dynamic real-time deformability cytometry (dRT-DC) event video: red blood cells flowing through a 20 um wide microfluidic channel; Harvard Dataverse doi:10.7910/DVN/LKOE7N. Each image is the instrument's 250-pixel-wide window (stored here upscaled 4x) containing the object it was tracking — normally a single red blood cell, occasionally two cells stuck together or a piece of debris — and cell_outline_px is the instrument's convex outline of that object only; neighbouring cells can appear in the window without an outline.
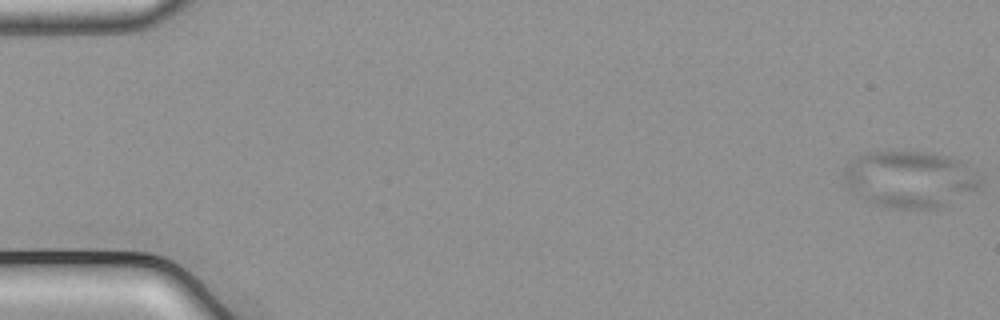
{"species": "common noctule bat (a hibernating species)", "species_latin": "Nyctalus noctula", "temperature_condition": "cold", "stored_images_in_passage": 55, "camera_frame_rate_fps": 3000, "um_per_image_px": 0.085, "animal": {"sex": "male", "body_mass_g": 21.5, "forearm_length_mm": 52.0}, "frame": {"image": 1, "passage_image": 1, "time_ms": 0.0, "image_size_px": [1000, 320], "cell_outline_px": [[980, 184], [976, 188], [948, 204], [936, 208], [888, 208], [872, 204], [864, 200], [848, 188], [844, 184], [844, 168], [848, 160], [872, 152], [932, 152], [956, 160], [964, 164], [980, 180]], "centroid_in_image_um": [77.23, 15.24], "position_along_channel_um": 7.8, "area_um2": 44.33}}
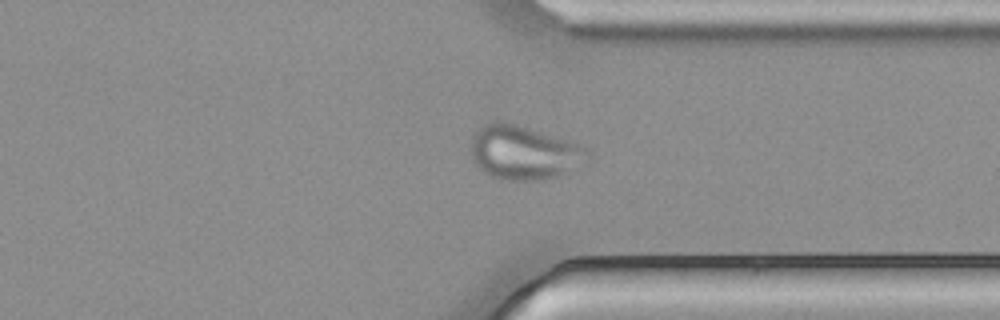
{"frame": {"image": 2, "passage_image": 42, "time_ms": 13.667, "image_size_px": [1000, 320], "cell_outline_px": [[588, 164], [556, 176], [544, 180], [500, 180], [488, 176], [476, 164], [472, 156], [472, 136], [484, 124], [516, 124], [572, 140], [584, 144], [588, 148]], "centroid_in_image_um": [44.62, 13.0], "position_along_channel_um": 366.8, "area_um2": 36.88}}
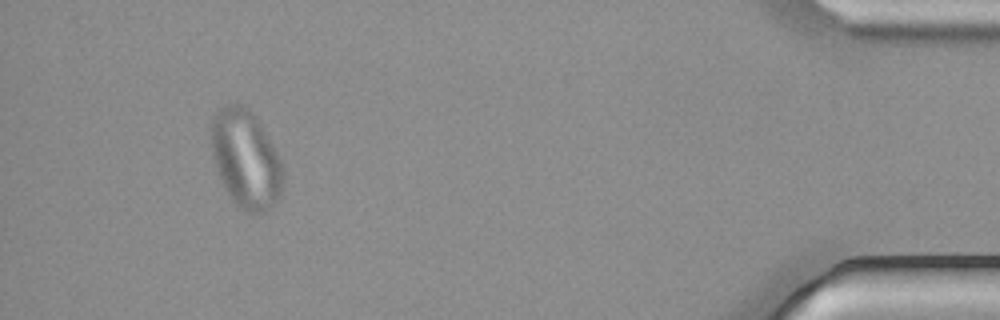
{"frame": {"image": 3, "passage_image": 51, "time_ms": 16.667, "image_size_px": [1000, 320], "cell_outline_px": [[284, 180], [276, 204], [264, 212], [252, 216], [244, 212], [232, 200], [216, 168], [212, 152], [212, 120], [216, 108], [224, 104], [244, 104], [252, 112], [276, 152], [284, 168]], "centroid_in_image_um": [20.9, 13.54], "position_along_channel_um": 414.3, "area_um2": 40.98}}